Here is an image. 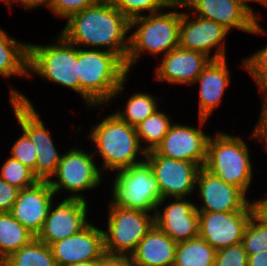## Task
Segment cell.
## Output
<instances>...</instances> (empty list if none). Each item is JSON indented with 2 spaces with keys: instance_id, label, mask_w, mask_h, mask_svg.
Segmentation results:
<instances>
[{
  "instance_id": "e0dca14e",
  "label": "cell",
  "mask_w": 267,
  "mask_h": 266,
  "mask_svg": "<svg viewBox=\"0 0 267 266\" xmlns=\"http://www.w3.org/2000/svg\"><path fill=\"white\" fill-rule=\"evenodd\" d=\"M198 213L199 237L218 250L241 243L254 208L251 202L243 211Z\"/></svg>"
},
{
  "instance_id": "52a82bcc",
  "label": "cell",
  "mask_w": 267,
  "mask_h": 266,
  "mask_svg": "<svg viewBox=\"0 0 267 266\" xmlns=\"http://www.w3.org/2000/svg\"><path fill=\"white\" fill-rule=\"evenodd\" d=\"M9 87L8 102L19 126L18 130L21 129L28 135L36 149L35 177L39 181H49L56 172L63 152L58 150L51 130L34 103L11 83Z\"/></svg>"
},
{
  "instance_id": "d6986e66",
  "label": "cell",
  "mask_w": 267,
  "mask_h": 266,
  "mask_svg": "<svg viewBox=\"0 0 267 266\" xmlns=\"http://www.w3.org/2000/svg\"><path fill=\"white\" fill-rule=\"evenodd\" d=\"M160 60V61H159ZM154 70V81L159 84L192 87L193 83L212 60L205 53L176 47L161 57Z\"/></svg>"
},
{
  "instance_id": "ac0fdd59",
  "label": "cell",
  "mask_w": 267,
  "mask_h": 266,
  "mask_svg": "<svg viewBox=\"0 0 267 266\" xmlns=\"http://www.w3.org/2000/svg\"><path fill=\"white\" fill-rule=\"evenodd\" d=\"M184 7L193 15L215 21L231 33L241 31L257 37L266 36L267 31L233 0H189Z\"/></svg>"
},
{
  "instance_id": "8992f818",
  "label": "cell",
  "mask_w": 267,
  "mask_h": 266,
  "mask_svg": "<svg viewBox=\"0 0 267 266\" xmlns=\"http://www.w3.org/2000/svg\"><path fill=\"white\" fill-rule=\"evenodd\" d=\"M44 44L32 41L28 44V79L37 75L45 83L68 88L80 97L77 46L59 32L50 43Z\"/></svg>"
},
{
  "instance_id": "ee69618b",
  "label": "cell",
  "mask_w": 267,
  "mask_h": 266,
  "mask_svg": "<svg viewBox=\"0 0 267 266\" xmlns=\"http://www.w3.org/2000/svg\"><path fill=\"white\" fill-rule=\"evenodd\" d=\"M101 258L100 259H95V260H90V261H82L70 266H100Z\"/></svg>"
},
{
  "instance_id": "60d3db41",
  "label": "cell",
  "mask_w": 267,
  "mask_h": 266,
  "mask_svg": "<svg viewBox=\"0 0 267 266\" xmlns=\"http://www.w3.org/2000/svg\"><path fill=\"white\" fill-rule=\"evenodd\" d=\"M233 1L243 10H245L257 23L261 22V19L263 18L261 17V14L260 12H258V10L257 11L254 10L255 7H252L253 6L252 3L258 4L260 6L262 5L264 7L266 6L267 8V0H233Z\"/></svg>"
},
{
  "instance_id": "603a6c76",
  "label": "cell",
  "mask_w": 267,
  "mask_h": 266,
  "mask_svg": "<svg viewBox=\"0 0 267 266\" xmlns=\"http://www.w3.org/2000/svg\"><path fill=\"white\" fill-rule=\"evenodd\" d=\"M177 242L155 224L131 254L137 266H173Z\"/></svg>"
},
{
  "instance_id": "d590c367",
  "label": "cell",
  "mask_w": 267,
  "mask_h": 266,
  "mask_svg": "<svg viewBox=\"0 0 267 266\" xmlns=\"http://www.w3.org/2000/svg\"><path fill=\"white\" fill-rule=\"evenodd\" d=\"M248 255L241 243L217 250L214 266H248Z\"/></svg>"
},
{
  "instance_id": "30bf717a",
  "label": "cell",
  "mask_w": 267,
  "mask_h": 266,
  "mask_svg": "<svg viewBox=\"0 0 267 266\" xmlns=\"http://www.w3.org/2000/svg\"><path fill=\"white\" fill-rule=\"evenodd\" d=\"M104 224V251L110 255H131L154 225V214L124 209L109 200Z\"/></svg>"
},
{
  "instance_id": "9c48e42d",
  "label": "cell",
  "mask_w": 267,
  "mask_h": 266,
  "mask_svg": "<svg viewBox=\"0 0 267 266\" xmlns=\"http://www.w3.org/2000/svg\"><path fill=\"white\" fill-rule=\"evenodd\" d=\"M112 174L107 197L113 205L155 214L162 197L153 169L146 160Z\"/></svg>"
},
{
  "instance_id": "7402d4cb",
  "label": "cell",
  "mask_w": 267,
  "mask_h": 266,
  "mask_svg": "<svg viewBox=\"0 0 267 266\" xmlns=\"http://www.w3.org/2000/svg\"><path fill=\"white\" fill-rule=\"evenodd\" d=\"M56 198L48 181H37L34 185L19 191L10 213L37 237Z\"/></svg>"
},
{
  "instance_id": "7a4b0ae2",
  "label": "cell",
  "mask_w": 267,
  "mask_h": 266,
  "mask_svg": "<svg viewBox=\"0 0 267 266\" xmlns=\"http://www.w3.org/2000/svg\"><path fill=\"white\" fill-rule=\"evenodd\" d=\"M105 107H88V110L91 108L94 112L96 108L99 111L101 108V112H97L101 119L90 126L85 138L88 142L90 140L89 147L91 146L94 156H98L96 159L102 173H107L108 176L111 173V176L118 170L144 162L147 152L139 142L136 127L123 122L112 111L104 115L102 110Z\"/></svg>"
},
{
  "instance_id": "44dd1931",
  "label": "cell",
  "mask_w": 267,
  "mask_h": 266,
  "mask_svg": "<svg viewBox=\"0 0 267 266\" xmlns=\"http://www.w3.org/2000/svg\"><path fill=\"white\" fill-rule=\"evenodd\" d=\"M228 60H211L193 83L192 86H198L197 117L210 120L223 103V97L233 80Z\"/></svg>"
},
{
  "instance_id": "484cf974",
  "label": "cell",
  "mask_w": 267,
  "mask_h": 266,
  "mask_svg": "<svg viewBox=\"0 0 267 266\" xmlns=\"http://www.w3.org/2000/svg\"><path fill=\"white\" fill-rule=\"evenodd\" d=\"M217 250L201 237L177 243L173 266H214Z\"/></svg>"
},
{
  "instance_id": "7bdbcfd3",
  "label": "cell",
  "mask_w": 267,
  "mask_h": 266,
  "mask_svg": "<svg viewBox=\"0 0 267 266\" xmlns=\"http://www.w3.org/2000/svg\"><path fill=\"white\" fill-rule=\"evenodd\" d=\"M248 266H267V251L248 256Z\"/></svg>"
},
{
  "instance_id": "6da1fadb",
  "label": "cell",
  "mask_w": 267,
  "mask_h": 266,
  "mask_svg": "<svg viewBox=\"0 0 267 266\" xmlns=\"http://www.w3.org/2000/svg\"><path fill=\"white\" fill-rule=\"evenodd\" d=\"M65 22L59 33L69 43L80 48L107 50L126 62L130 20L111 0H101Z\"/></svg>"
},
{
  "instance_id": "3957f363",
  "label": "cell",
  "mask_w": 267,
  "mask_h": 266,
  "mask_svg": "<svg viewBox=\"0 0 267 266\" xmlns=\"http://www.w3.org/2000/svg\"><path fill=\"white\" fill-rule=\"evenodd\" d=\"M77 62L80 98L85 108H110L119 96H125L123 92L130 75L125 62L118 55L103 49L77 47Z\"/></svg>"
},
{
  "instance_id": "836d02e7",
  "label": "cell",
  "mask_w": 267,
  "mask_h": 266,
  "mask_svg": "<svg viewBox=\"0 0 267 266\" xmlns=\"http://www.w3.org/2000/svg\"><path fill=\"white\" fill-rule=\"evenodd\" d=\"M19 132L22 133L18 135L19 137L15 138L12 146L9 147V156L20 161L26 167L31 169L33 171V174L35 175V165L37 160L35 146L23 130L20 129Z\"/></svg>"
},
{
  "instance_id": "f546056e",
  "label": "cell",
  "mask_w": 267,
  "mask_h": 266,
  "mask_svg": "<svg viewBox=\"0 0 267 266\" xmlns=\"http://www.w3.org/2000/svg\"><path fill=\"white\" fill-rule=\"evenodd\" d=\"M267 44V43H266ZM239 69L246 71L253 80L258 94L263 97L267 94V45L243 57Z\"/></svg>"
},
{
  "instance_id": "e575fe53",
  "label": "cell",
  "mask_w": 267,
  "mask_h": 266,
  "mask_svg": "<svg viewBox=\"0 0 267 266\" xmlns=\"http://www.w3.org/2000/svg\"><path fill=\"white\" fill-rule=\"evenodd\" d=\"M101 0H52L49 11L53 17L66 21L72 15L81 12Z\"/></svg>"
},
{
  "instance_id": "bcb514c9",
  "label": "cell",
  "mask_w": 267,
  "mask_h": 266,
  "mask_svg": "<svg viewBox=\"0 0 267 266\" xmlns=\"http://www.w3.org/2000/svg\"><path fill=\"white\" fill-rule=\"evenodd\" d=\"M0 266H7V263L5 260H0Z\"/></svg>"
},
{
  "instance_id": "74e56055",
  "label": "cell",
  "mask_w": 267,
  "mask_h": 266,
  "mask_svg": "<svg viewBox=\"0 0 267 266\" xmlns=\"http://www.w3.org/2000/svg\"><path fill=\"white\" fill-rule=\"evenodd\" d=\"M19 191L0 177V213L11 212Z\"/></svg>"
},
{
  "instance_id": "7dc6e473",
  "label": "cell",
  "mask_w": 267,
  "mask_h": 266,
  "mask_svg": "<svg viewBox=\"0 0 267 266\" xmlns=\"http://www.w3.org/2000/svg\"><path fill=\"white\" fill-rule=\"evenodd\" d=\"M261 198L267 203V195L265 197L262 196Z\"/></svg>"
},
{
  "instance_id": "5bb4252c",
  "label": "cell",
  "mask_w": 267,
  "mask_h": 266,
  "mask_svg": "<svg viewBox=\"0 0 267 266\" xmlns=\"http://www.w3.org/2000/svg\"><path fill=\"white\" fill-rule=\"evenodd\" d=\"M195 192L200 203H195L198 212L243 211L252 202V198H248L240 188L228 184L203 167L197 175Z\"/></svg>"
},
{
  "instance_id": "1f68e13d",
  "label": "cell",
  "mask_w": 267,
  "mask_h": 266,
  "mask_svg": "<svg viewBox=\"0 0 267 266\" xmlns=\"http://www.w3.org/2000/svg\"><path fill=\"white\" fill-rule=\"evenodd\" d=\"M129 20L157 13L173 6L169 0H111Z\"/></svg>"
},
{
  "instance_id": "277c9868",
  "label": "cell",
  "mask_w": 267,
  "mask_h": 266,
  "mask_svg": "<svg viewBox=\"0 0 267 266\" xmlns=\"http://www.w3.org/2000/svg\"><path fill=\"white\" fill-rule=\"evenodd\" d=\"M181 5L130 20L126 68L131 73L144 55L160 59L179 46ZM140 60V61H139Z\"/></svg>"
},
{
  "instance_id": "d4e9b609",
  "label": "cell",
  "mask_w": 267,
  "mask_h": 266,
  "mask_svg": "<svg viewBox=\"0 0 267 266\" xmlns=\"http://www.w3.org/2000/svg\"><path fill=\"white\" fill-rule=\"evenodd\" d=\"M126 102L122 105V109L116 108L113 113L123 122L136 127L139 123L144 121L147 117L155 113L162 105V99L157 98L154 93L134 91L130 94L125 92ZM160 106V107H159Z\"/></svg>"
},
{
  "instance_id": "4dcf8cb0",
  "label": "cell",
  "mask_w": 267,
  "mask_h": 266,
  "mask_svg": "<svg viewBox=\"0 0 267 266\" xmlns=\"http://www.w3.org/2000/svg\"><path fill=\"white\" fill-rule=\"evenodd\" d=\"M6 159V160H5ZM0 166V177L12 186L22 190L39 181L33 171L20 161L7 156Z\"/></svg>"
},
{
  "instance_id": "9a60e30c",
  "label": "cell",
  "mask_w": 267,
  "mask_h": 266,
  "mask_svg": "<svg viewBox=\"0 0 267 266\" xmlns=\"http://www.w3.org/2000/svg\"><path fill=\"white\" fill-rule=\"evenodd\" d=\"M156 176L162 199L192 197L196 199V180L201 167L193 162L162 155H146Z\"/></svg>"
},
{
  "instance_id": "2e32d148",
  "label": "cell",
  "mask_w": 267,
  "mask_h": 266,
  "mask_svg": "<svg viewBox=\"0 0 267 266\" xmlns=\"http://www.w3.org/2000/svg\"><path fill=\"white\" fill-rule=\"evenodd\" d=\"M193 200L164 198L157 204L154 224L177 243L199 236V213Z\"/></svg>"
},
{
  "instance_id": "8fae6325",
  "label": "cell",
  "mask_w": 267,
  "mask_h": 266,
  "mask_svg": "<svg viewBox=\"0 0 267 266\" xmlns=\"http://www.w3.org/2000/svg\"><path fill=\"white\" fill-rule=\"evenodd\" d=\"M198 127L174 122L162 142L146 155H162L176 160L193 162L204 167L207 143L211 134L204 129L209 119L198 117ZM207 122V123H206Z\"/></svg>"
},
{
  "instance_id": "8d00e7d4",
  "label": "cell",
  "mask_w": 267,
  "mask_h": 266,
  "mask_svg": "<svg viewBox=\"0 0 267 266\" xmlns=\"http://www.w3.org/2000/svg\"><path fill=\"white\" fill-rule=\"evenodd\" d=\"M260 113L257 118L256 124L248 134L249 139L246 140L250 142L256 141L259 145H262L264 152L267 153V94L260 98Z\"/></svg>"
},
{
  "instance_id": "f1b7e54d",
  "label": "cell",
  "mask_w": 267,
  "mask_h": 266,
  "mask_svg": "<svg viewBox=\"0 0 267 266\" xmlns=\"http://www.w3.org/2000/svg\"><path fill=\"white\" fill-rule=\"evenodd\" d=\"M5 261L7 266H57L50 246L36 237Z\"/></svg>"
},
{
  "instance_id": "7c38bea8",
  "label": "cell",
  "mask_w": 267,
  "mask_h": 266,
  "mask_svg": "<svg viewBox=\"0 0 267 266\" xmlns=\"http://www.w3.org/2000/svg\"><path fill=\"white\" fill-rule=\"evenodd\" d=\"M230 33L223 25L195 16L181 6L179 47L200 51L212 60L225 59L228 58L226 39Z\"/></svg>"
},
{
  "instance_id": "b9f144b4",
  "label": "cell",
  "mask_w": 267,
  "mask_h": 266,
  "mask_svg": "<svg viewBox=\"0 0 267 266\" xmlns=\"http://www.w3.org/2000/svg\"><path fill=\"white\" fill-rule=\"evenodd\" d=\"M254 214L267 225V203L260 198L252 199Z\"/></svg>"
},
{
  "instance_id": "4fadbf2b",
  "label": "cell",
  "mask_w": 267,
  "mask_h": 266,
  "mask_svg": "<svg viewBox=\"0 0 267 266\" xmlns=\"http://www.w3.org/2000/svg\"><path fill=\"white\" fill-rule=\"evenodd\" d=\"M89 203L82 199L56 198L36 238L50 245L79 232L92 221Z\"/></svg>"
},
{
  "instance_id": "f6af8a7d",
  "label": "cell",
  "mask_w": 267,
  "mask_h": 266,
  "mask_svg": "<svg viewBox=\"0 0 267 266\" xmlns=\"http://www.w3.org/2000/svg\"><path fill=\"white\" fill-rule=\"evenodd\" d=\"M173 5L184 6L189 0H169Z\"/></svg>"
},
{
  "instance_id": "ba28073f",
  "label": "cell",
  "mask_w": 267,
  "mask_h": 266,
  "mask_svg": "<svg viewBox=\"0 0 267 266\" xmlns=\"http://www.w3.org/2000/svg\"><path fill=\"white\" fill-rule=\"evenodd\" d=\"M78 146L79 144L76 147H68L67 151L63 149L56 172L48 181L57 198L60 194L59 198L88 201L85 192L96 191V188L101 189L99 187L104 186L102 184L107 181L105 178L109 179L106 177L107 174L103 175L100 170L92 149L87 151Z\"/></svg>"
},
{
  "instance_id": "cb8c5ba5",
  "label": "cell",
  "mask_w": 267,
  "mask_h": 266,
  "mask_svg": "<svg viewBox=\"0 0 267 266\" xmlns=\"http://www.w3.org/2000/svg\"><path fill=\"white\" fill-rule=\"evenodd\" d=\"M28 44L10 36L0 27V77L10 81L12 78H28ZM10 78V79H9Z\"/></svg>"
},
{
  "instance_id": "4316f807",
  "label": "cell",
  "mask_w": 267,
  "mask_h": 266,
  "mask_svg": "<svg viewBox=\"0 0 267 266\" xmlns=\"http://www.w3.org/2000/svg\"><path fill=\"white\" fill-rule=\"evenodd\" d=\"M34 238L10 212L0 213V260H5Z\"/></svg>"
},
{
  "instance_id": "5b68a950",
  "label": "cell",
  "mask_w": 267,
  "mask_h": 266,
  "mask_svg": "<svg viewBox=\"0 0 267 266\" xmlns=\"http://www.w3.org/2000/svg\"><path fill=\"white\" fill-rule=\"evenodd\" d=\"M238 135L224 130L210 135L203 168L228 184L240 188L248 196L250 189L252 190L253 178L257 175L254 172L249 144L244 136Z\"/></svg>"
},
{
  "instance_id": "ab89813d",
  "label": "cell",
  "mask_w": 267,
  "mask_h": 266,
  "mask_svg": "<svg viewBox=\"0 0 267 266\" xmlns=\"http://www.w3.org/2000/svg\"><path fill=\"white\" fill-rule=\"evenodd\" d=\"M100 266H137L131 255H110L105 253L101 257Z\"/></svg>"
},
{
  "instance_id": "ffe728a7",
  "label": "cell",
  "mask_w": 267,
  "mask_h": 266,
  "mask_svg": "<svg viewBox=\"0 0 267 266\" xmlns=\"http://www.w3.org/2000/svg\"><path fill=\"white\" fill-rule=\"evenodd\" d=\"M93 222L96 221H90L74 235L49 245L57 266L100 259L105 254L102 227Z\"/></svg>"
},
{
  "instance_id": "d6a6232c",
  "label": "cell",
  "mask_w": 267,
  "mask_h": 266,
  "mask_svg": "<svg viewBox=\"0 0 267 266\" xmlns=\"http://www.w3.org/2000/svg\"><path fill=\"white\" fill-rule=\"evenodd\" d=\"M241 244L248 256L267 251V225L255 214L245 228Z\"/></svg>"
},
{
  "instance_id": "83f0119b",
  "label": "cell",
  "mask_w": 267,
  "mask_h": 266,
  "mask_svg": "<svg viewBox=\"0 0 267 266\" xmlns=\"http://www.w3.org/2000/svg\"><path fill=\"white\" fill-rule=\"evenodd\" d=\"M171 115L159 108L136 126L139 142L146 152L155 150L162 142L171 125L175 122Z\"/></svg>"
},
{
  "instance_id": "f35d334b",
  "label": "cell",
  "mask_w": 267,
  "mask_h": 266,
  "mask_svg": "<svg viewBox=\"0 0 267 266\" xmlns=\"http://www.w3.org/2000/svg\"><path fill=\"white\" fill-rule=\"evenodd\" d=\"M0 2H2L5 7H7V9H9V12H13V8L14 6H16L17 4L25 9V11L29 10H37L40 8H46L47 10H49L52 0H0ZM14 4V6H13ZM16 4V5H15ZM13 6V7H12ZM42 6V7H41Z\"/></svg>"
}]
</instances>
